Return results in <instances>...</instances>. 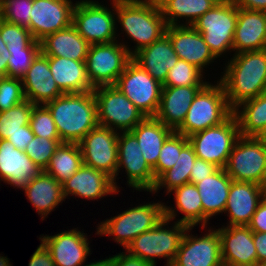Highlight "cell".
I'll return each mask as SVG.
<instances>
[{"mask_svg": "<svg viewBox=\"0 0 266 266\" xmlns=\"http://www.w3.org/2000/svg\"><path fill=\"white\" fill-rule=\"evenodd\" d=\"M76 3L71 0H33L30 14V33L40 41L45 36L72 24Z\"/></svg>", "mask_w": 266, "mask_h": 266, "instance_id": "obj_18", "label": "cell"}, {"mask_svg": "<svg viewBox=\"0 0 266 266\" xmlns=\"http://www.w3.org/2000/svg\"><path fill=\"white\" fill-rule=\"evenodd\" d=\"M167 26L192 25L220 0H157ZM182 19V20H181ZM185 20V22H184ZM183 22V23H181Z\"/></svg>", "mask_w": 266, "mask_h": 266, "instance_id": "obj_34", "label": "cell"}, {"mask_svg": "<svg viewBox=\"0 0 266 266\" xmlns=\"http://www.w3.org/2000/svg\"><path fill=\"white\" fill-rule=\"evenodd\" d=\"M0 266H13L10 262V259L7 256H2L0 254Z\"/></svg>", "mask_w": 266, "mask_h": 266, "instance_id": "obj_57", "label": "cell"}, {"mask_svg": "<svg viewBox=\"0 0 266 266\" xmlns=\"http://www.w3.org/2000/svg\"><path fill=\"white\" fill-rule=\"evenodd\" d=\"M28 266H55L49 250L41 241L40 245L31 255Z\"/></svg>", "mask_w": 266, "mask_h": 266, "instance_id": "obj_51", "label": "cell"}, {"mask_svg": "<svg viewBox=\"0 0 266 266\" xmlns=\"http://www.w3.org/2000/svg\"><path fill=\"white\" fill-rule=\"evenodd\" d=\"M8 59L0 55V78L7 77Z\"/></svg>", "mask_w": 266, "mask_h": 266, "instance_id": "obj_55", "label": "cell"}, {"mask_svg": "<svg viewBox=\"0 0 266 266\" xmlns=\"http://www.w3.org/2000/svg\"><path fill=\"white\" fill-rule=\"evenodd\" d=\"M89 48L90 44L77 32L72 24L40 40V51L45 56L85 61Z\"/></svg>", "mask_w": 266, "mask_h": 266, "instance_id": "obj_30", "label": "cell"}, {"mask_svg": "<svg viewBox=\"0 0 266 266\" xmlns=\"http://www.w3.org/2000/svg\"><path fill=\"white\" fill-rule=\"evenodd\" d=\"M233 110L230 108L222 83L208 82L195 95L183 123L175 132L186 136L223 123Z\"/></svg>", "mask_w": 266, "mask_h": 266, "instance_id": "obj_5", "label": "cell"}, {"mask_svg": "<svg viewBox=\"0 0 266 266\" xmlns=\"http://www.w3.org/2000/svg\"><path fill=\"white\" fill-rule=\"evenodd\" d=\"M48 63L53 78L63 93L93 91L94 88L87 76L85 61L48 56Z\"/></svg>", "mask_w": 266, "mask_h": 266, "instance_id": "obj_32", "label": "cell"}, {"mask_svg": "<svg viewBox=\"0 0 266 266\" xmlns=\"http://www.w3.org/2000/svg\"><path fill=\"white\" fill-rule=\"evenodd\" d=\"M83 158L78 143L62 142L44 170L60 184L67 181L81 166Z\"/></svg>", "mask_w": 266, "mask_h": 266, "instance_id": "obj_37", "label": "cell"}, {"mask_svg": "<svg viewBox=\"0 0 266 266\" xmlns=\"http://www.w3.org/2000/svg\"><path fill=\"white\" fill-rule=\"evenodd\" d=\"M35 105L26 99L7 111L0 112V139L6 140L9 135L22 130V126L29 125Z\"/></svg>", "mask_w": 266, "mask_h": 266, "instance_id": "obj_38", "label": "cell"}, {"mask_svg": "<svg viewBox=\"0 0 266 266\" xmlns=\"http://www.w3.org/2000/svg\"><path fill=\"white\" fill-rule=\"evenodd\" d=\"M178 59L166 33L150 46L141 49L132 56L135 63L161 84L165 82L168 71Z\"/></svg>", "mask_w": 266, "mask_h": 266, "instance_id": "obj_27", "label": "cell"}, {"mask_svg": "<svg viewBox=\"0 0 266 266\" xmlns=\"http://www.w3.org/2000/svg\"><path fill=\"white\" fill-rule=\"evenodd\" d=\"M197 156L193 147L188 143L180 153L174 166L167 171L163 172L155 182L154 187L149 194L158 193L161 189L165 188L166 195L177 187L189 183L191 169L194 167ZM159 190V191H158Z\"/></svg>", "mask_w": 266, "mask_h": 266, "instance_id": "obj_36", "label": "cell"}, {"mask_svg": "<svg viewBox=\"0 0 266 266\" xmlns=\"http://www.w3.org/2000/svg\"><path fill=\"white\" fill-rule=\"evenodd\" d=\"M9 52L7 77L22 79L33 60L41 52L40 41L34 40L23 50H9Z\"/></svg>", "mask_w": 266, "mask_h": 266, "instance_id": "obj_41", "label": "cell"}, {"mask_svg": "<svg viewBox=\"0 0 266 266\" xmlns=\"http://www.w3.org/2000/svg\"><path fill=\"white\" fill-rule=\"evenodd\" d=\"M98 124L118 132L131 131L146 116L114 85L93 89Z\"/></svg>", "mask_w": 266, "mask_h": 266, "instance_id": "obj_11", "label": "cell"}, {"mask_svg": "<svg viewBox=\"0 0 266 266\" xmlns=\"http://www.w3.org/2000/svg\"><path fill=\"white\" fill-rule=\"evenodd\" d=\"M115 14L116 23H120L123 31L121 34L125 33L135 44L130 47L129 42L121 40L131 56L165 34L167 25L157 0L115 1Z\"/></svg>", "mask_w": 266, "mask_h": 266, "instance_id": "obj_2", "label": "cell"}, {"mask_svg": "<svg viewBox=\"0 0 266 266\" xmlns=\"http://www.w3.org/2000/svg\"><path fill=\"white\" fill-rule=\"evenodd\" d=\"M237 23V5L234 0H220L191 25L201 33L211 52L220 60L233 51V38Z\"/></svg>", "mask_w": 266, "mask_h": 266, "instance_id": "obj_7", "label": "cell"}, {"mask_svg": "<svg viewBox=\"0 0 266 266\" xmlns=\"http://www.w3.org/2000/svg\"><path fill=\"white\" fill-rule=\"evenodd\" d=\"M247 226L253 232H266V196L258 204L257 209Z\"/></svg>", "mask_w": 266, "mask_h": 266, "instance_id": "obj_48", "label": "cell"}, {"mask_svg": "<svg viewBox=\"0 0 266 266\" xmlns=\"http://www.w3.org/2000/svg\"><path fill=\"white\" fill-rule=\"evenodd\" d=\"M223 266H255L257 253L248 226L218 227Z\"/></svg>", "mask_w": 266, "mask_h": 266, "instance_id": "obj_19", "label": "cell"}, {"mask_svg": "<svg viewBox=\"0 0 266 266\" xmlns=\"http://www.w3.org/2000/svg\"><path fill=\"white\" fill-rule=\"evenodd\" d=\"M163 218L154 228L137 236L125 249L134 256L156 266V258L166 259L165 266H170L178 252L187 225ZM170 227V228H169Z\"/></svg>", "mask_w": 266, "mask_h": 266, "instance_id": "obj_6", "label": "cell"}, {"mask_svg": "<svg viewBox=\"0 0 266 266\" xmlns=\"http://www.w3.org/2000/svg\"><path fill=\"white\" fill-rule=\"evenodd\" d=\"M33 0H6L0 5V18L30 31V14Z\"/></svg>", "mask_w": 266, "mask_h": 266, "instance_id": "obj_42", "label": "cell"}, {"mask_svg": "<svg viewBox=\"0 0 266 266\" xmlns=\"http://www.w3.org/2000/svg\"><path fill=\"white\" fill-rule=\"evenodd\" d=\"M131 60V54L119 40L91 44L85 60L91 86L97 88L114 85Z\"/></svg>", "mask_w": 266, "mask_h": 266, "instance_id": "obj_12", "label": "cell"}, {"mask_svg": "<svg viewBox=\"0 0 266 266\" xmlns=\"http://www.w3.org/2000/svg\"><path fill=\"white\" fill-rule=\"evenodd\" d=\"M234 2L239 8L266 11V0H234Z\"/></svg>", "mask_w": 266, "mask_h": 266, "instance_id": "obj_53", "label": "cell"}, {"mask_svg": "<svg viewBox=\"0 0 266 266\" xmlns=\"http://www.w3.org/2000/svg\"><path fill=\"white\" fill-rule=\"evenodd\" d=\"M112 266H153L150 262L127 252L116 253L112 256Z\"/></svg>", "mask_w": 266, "mask_h": 266, "instance_id": "obj_50", "label": "cell"}, {"mask_svg": "<svg viewBox=\"0 0 266 266\" xmlns=\"http://www.w3.org/2000/svg\"><path fill=\"white\" fill-rule=\"evenodd\" d=\"M232 181L224 168H218L195 184L203 205V227L210 224L211 218L224 213Z\"/></svg>", "mask_w": 266, "mask_h": 266, "instance_id": "obj_28", "label": "cell"}, {"mask_svg": "<svg viewBox=\"0 0 266 266\" xmlns=\"http://www.w3.org/2000/svg\"><path fill=\"white\" fill-rule=\"evenodd\" d=\"M39 240L49 250L55 266H83L91 253L87 233L78 228L55 235H40Z\"/></svg>", "mask_w": 266, "mask_h": 266, "instance_id": "obj_17", "label": "cell"}, {"mask_svg": "<svg viewBox=\"0 0 266 266\" xmlns=\"http://www.w3.org/2000/svg\"><path fill=\"white\" fill-rule=\"evenodd\" d=\"M255 266H266V261L256 264Z\"/></svg>", "mask_w": 266, "mask_h": 266, "instance_id": "obj_60", "label": "cell"}, {"mask_svg": "<svg viewBox=\"0 0 266 266\" xmlns=\"http://www.w3.org/2000/svg\"><path fill=\"white\" fill-rule=\"evenodd\" d=\"M219 167L211 162L197 158L191 169L189 183L196 184L202 179L212 175Z\"/></svg>", "mask_w": 266, "mask_h": 266, "instance_id": "obj_47", "label": "cell"}, {"mask_svg": "<svg viewBox=\"0 0 266 266\" xmlns=\"http://www.w3.org/2000/svg\"><path fill=\"white\" fill-rule=\"evenodd\" d=\"M75 2L72 25L90 45L120 40L114 1L110 0V5L112 6L110 9L109 5L105 6L95 0Z\"/></svg>", "mask_w": 266, "mask_h": 266, "instance_id": "obj_8", "label": "cell"}, {"mask_svg": "<svg viewBox=\"0 0 266 266\" xmlns=\"http://www.w3.org/2000/svg\"><path fill=\"white\" fill-rule=\"evenodd\" d=\"M34 133L31 130L30 124L22 126V130L9 135L6 139L9 143H12L15 148L25 151L27 145L34 138Z\"/></svg>", "mask_w": 266, "mask_h": 266, "instance_id": "obj_49", "label": "cell"}, {"mask_svg": "<svg viewBox=\"0 0 266 266\" xmlns=\"http://www.w3.org/2000/svg\"><path fill=\"white\" fill-rule=\"evenodd\" d=\"M63 195L85 198V200L95 201L104 199L106 196L119 194L115 188L113 179L102 171L85 166L84 164L62 184Z\"/></svg>", "mask_w": 266, "mask_h": 266, "instance_id": "obj_21", "label": "cell"}, {"mask_svg": "<svg viewBox=\"0 0 266 266\" xmlns=\"http://www.w3.org/2000/svg\"><path fill=\"white\" fill-rule=\"evenodd\" d=\"M233 113L239 124L240 136L257 137L266 126V91L242 102Z\"/></svg>", "mask_w": 266, "mask_h": 266, "instance_id": "obj_35", "label": "cell"}, {"mask_svg": "<svg viewBox=\"0 0 266 266\" xmlns=\"http://www.w3.org/2000/svg\"><path fill=\"white\" fill-rule=\"evenodd\" d=\"M26 100L22 80L15 77L0 78V112Z\"/></svg>", "mask_w": 266, "mask_h": 266, "instance_id": "obj_46", "label": "cell"}, {"mask_svg": "<svg viewBox=\"0 0 266 266\" xmlns=\"http://www.w3.org/2000/svg\"><path fill=\"white\" fill-rule=\"evenodd\" d=\"M205 78L200 69L185 60L178 59L176 64L168 71L167 78L162 86H205L209 82Z\"/></svg>", "mask_w": 266, "mask_h": 266, "instance_id": "obj_39", "label": "cell"}, {"mask_svg": "<svg viewBox=\"0 0 266 266\" xmlns=\"http://www.w3.org/2000/svg\"><path fill=\"white\" fill-rule=\"evenodd\" d=\"M253 241L257 253V264L266 261V232H253Z\"/></svg>", "mask_w": 266, "mask_h": 266, "instance_id": "obj_52", "label": "cell"}, {"mask_svg": "<svg viewBox=\"0 0 266 266\" xmlns=\"http://www.w3.org/2000/svg\"><path fill=\"white\" fill-rule=\"evenodd\" d=\"M23 191L42 221L66 200L62 184L44 170L27 183Z\"/></svg>", "mask_w": 266, "mask_h": 266, "instance_id": "obj_29", "label": "cell"}, {"mask_svg": "<svg viewBox=\"0 0 266 266\" xmlns=\"http://www.w3.org/2000/svg\"><path fill=\"white\" fill-rule=\"evenodd\" d=\"M83 266H112V256H109V258L106 257V259L99 261L90 262L89 264L86 263Z\"/></svg>", "mask_w": 266, "mask_h": 266, "instance_id": "obj_54", "label": "cell"}, {"mask_svg": "<svg viewBox=\"0 0 266 266\" xmlns=\"http://www.w3.org/2000/svg\"><path fill=\"white\" fill-rule=\"evenodd\" d=\"M265 49V11L248 10L237 7V23L233 38L234 54Z\"/></svg>", "mask_w": 266, "mask_h": 266, "instance_id": "obj_24", "label": "cell"}, {"mask_svg": "<svg viewBox=\"0 0 266 266\" xmlns=\"http://www.w3.org/2000/svg\"><path fill=\"white\" fill-rule=\"evenodd\" d=\"M0 55L2 57H5L6 59L10 57V52L7 48V44L4 43L1 36H0Z\"/></svg>", "mask_w": 266, "mask_h": 266, "instance_id": "obj_56", "label": "cell"}, {"mask_svg": "<svg viewBox=\"0 0 266 266\" xmlns=\"http://www.w3.org/2000/svg\"><path fill=\"white\" fill-rule=\"evenodd\" d=\"M194 228L186 229L170 266H223L218 230L208 227V232L198 237L190 233Z\"/></svg>", "mask_w": 266, "mask_h": 266, "instance_id": "obj_16", "label": "cell"}, {"mask_svg": "<svg viewBox=\"0 0 266 266\" xmlns=\"http://www.w3.org/2000/svg\"><path fill=\"white\" fill-rule=\"evenodd\" d=\"M44 105L52 115L61 142L79 143L99 125L93 91L63 93Z\"/></svg>", "mask_w": 266, "mask_h": 266, "instance_id": "obj_3", "label": "cell"}, {"mask_svg": "<svg viewBox=\"0 0 266 266\" xmlns=\"http://www.w3.org/2000/svg\"><path fill=\"white\" fill-rule=\"evenodd\" d=\"M165 33L169 36L178 58L190 63L203 73L217 59L204 42L201 33L191 25L167 26Z\"/></svg>", "mask_w": 266, "mask_h": 266, "instance_id": "obj_20", "label": "cell"}, {"mask_svg": "<svg viewBox=\"0 0 266 266\" xmlns=\"http://www.w3.org/2000/svg\"><path fill=\"white\" fill-rule=\"evenodd\" d=\"M0 36L8 50H23L35 39L30 31L17 24H12L0 18Z\"/></svg>", "mask_w": 266, "mask_h": 266, "instance_id": "obj_45", "label": "cell"}, {"mask_svg": "<svg viewBox=\"0 0 266 266\" xmlns=\"http://www.w3.org/2000/svg\"><path fill=\"white\" fill-rule=\"evenodd\" d=\"M146 117L157 114L162 84L131 60L114 84Z\"/></svg>", "mask_w": 266, "mask_h": 266, "instance_id": "obj_13", "label": "cell"}, {"mask_svg": "<svg viewBox=\"0 0 266 266\" xmlns=\"http://www.w3.org/2000/svg\"><path fill=\"white\" fill-rule=\"evenodd\" d=\"M224 65L218 80L232 110L266 91V49L232 54Z\"/></svg>", "mask_w": 266, "mask_h": 266, "instance_id": "obj_1", "label": "cell"}, {"mask_svg": "<svg viewBox=\"0 0 266 266\" xmlns=\"http://www.w3.org/2000/svg\"><path fill=\"white\" fill-rule=\"evenodd\" d=\"M61 140L34 136L25 149L28 157L43 171L48 166Z\"/></svg>", "mask_w": 266, "mask_h": 266, "instance_id": "obj_44", "label": "cell"}, {"mask_svg": "<svg viewBox=\"0 0 266 266\" xmlns=\"http://www.w3.org/2000/svg\"><path fill=\"white\" fill-rule=\"evenodd\" d=\"M264 190H265V196H266V183H265V185H264Z\"/></svg>", "mask_w": 266, "mask_h": 266, "instance_id": "obj_62", "label": "cell"}, {"mask_svg": "<svg viewBox=\"0 0 266 266\" xmlns=\"http://www.w3.org/2000/svg\"><path fill=\"white\" fill-rule=\"evenodd\" d=\"M172 193L174 194L173 199L176 206L170 207V205H164L165 218L173 222L178 214H183L184 216L177 219L176 222L183 223L188 227H196L201 224V230H206L208 226L203 227V205L196 185L187 183L175 188L169 194Z\"/></svg>", "mask_w": 266, "mask_h": 266, "instance_id": "obj_31", "label": "cell"}, {"mask_svg": "<svg viewBox=\"0 0 266 266\" xmlns=\"http://www.w3.org/2000/svg\"><path fill=\"white\" fill-rule=\"evenodd\" d=\"M189 143L188 138L173 132L164 142L156 166L153 168L155 180L172 168L178 159V153Z\"/></svg>", "mask_w": 266, "mask_h": 266, "instance_id": "obj_40", "label": "cell"}, {"mask_svg": "<svg viewBox=\"0 0 266 266\" xmlns=\"http://www.w3.org/2000/svg\"><path fill=\"white\" fill-rule=\"evenodd\" d=\"M29 124L35 136L60 140L56 124L49 109L44 104L34 106Z\"/></svg>", "mask_w": 266, "mask_h": 266, "instance_id": "obj_43", "label": "cell"}, {"mask_svg": "<svg viewBox=\"0 0 266 266\" xmlns=\"http://www.w3.org/2000/svg\"><path fill=\"white\" fill-rule=\"evenodd\" d=\"M118 135V131L100 125L89 131L78 143L83 164L114 179L118 165Z\"/></svg>", "mask_w": 266, "mask_h": 266, "instance_id": "obj_15", "label": "cell"}, {"mask_svg": "<svg viewBox=\"0 0 266 266\" xmlns=\"http://www.w3.org/2000/svg\"><path fill=\"white\" fill-rule=\"evenodd\" d=\"M41 171L24 151L0 139V183L21 190Z\"/></svg>", "mask_w": 266, "mask_h": 266, "instance_id": "obj_23", "label": "cell"}, {"mask_svg": "<svg viewBox=\"0 0 266 266\" xmlns=\"http://www.w3.org/2000/svg\"><path fill=\"white\" fill-rule=\"evenodd\" d=\"M264 197V186L233 180L224 211L229 217L226 226H247Z\"/></svg>", "mask_w": 266, "mask_h": 266, "instance_id": "obj_22", "label": "cell"}, {"mask_svg": "<svg viewBox=\"0 0 266 266\" xmlns=\"http://www.w3.org/2000/svg\"><path fill=\"white\" fill-rule=\"evenodd\" d=\"M204 86H163L160 105L154 116L174 131L183 123L195 95Z\"/></svg>", "mask_w": 266, "mask_h": 266, "instance_id": "obj_26", "label": "cell"}, {"mask_svg": "<svg viewBox=\"0 0 266 266\" xmlns=\"http://www.w3.org/2000/svg\"><path fill=\"white\" fill-rule=\"evenodd\" d=\"M21 80L25 98L33 104L42 105L63 94L50 71L48 56L41 52Z\"/></svg>", "mask_w": 266, "mask_h": 266, "instance_id": "obj_25", "label": "cell"}, {"mask_svg": "<svg viewBox=\"0 0 266 266\" xmlns=\"http://www.w3.org/2000/svg\"><path fill=\"white\" fill-rule=\"evenodd\" d=\"M162 201L138 204L97 224L95 235L112 236L124 250L137 236L154 228L164 216Z\"/></svg>", "mask_w": 266, "mask_h": 266, "instance_id": "obj_4", "label": "cell"}, {"mask_svg": "<svg viewBox=\"0 0 266 266\" xmlns=\"http://www.w3.org/2000/svg\"><path fill=\"white\" fill-rule=\"evenodd\" d=\"M225 171L235 181L266 183V142L240 136L229 155Z\"/></svg>", "mask_w": 266, "mask_h": 266, "instance_id": "obj_10", "label": "cell"}, {"mask_svg": "<svg viewBox=\"0 0 266 266\" xmlns=\"http://www.w3.org/2000/svg\"><path fill=\"white\" fill-rule=\"evenodd\" d=\"M131 132L136 136L146 162L153 169L157 164L164 142L174 130L165 126L155 117H146Z\"/></svg>", "mask_w": 266, "mask_h": 266, "instance_id": "obj_33", "label": "cell"}, {"mask_svg": "<svg viewBox=\"0 0 266 266\" xmlns=\"http://www.w3.org/2000/svg\"><path fill=\"white\" fill-rule=\"evenodd\" d=\"M112 1H148V0H112Z\"/></svg>", "mask_w": 266, "mask_h": 266, "instance_id": "obj_59", "label": "cell"}, {"mask_svg": "<svg viewBox=\"0 0 266 266\" xmlns=\"http://www.w3.org/2000/svg\"><path fill=\"white\" fill-rule=\"evenodd\" d=\"M124 169L129 187L136 191L150 192L155 185L153 169L142 155L136 136L131 131H122L118 135V165L113 179L115 188L120 192L116 182L120 171Z\"/></svg>", "mask_w": 266, "mask_h": 266, "instance_id": "obj_14", "label": "cell"}, {"mask_svg": "<svg viewBox=\"0 0 266 266\" xmlns=\"http://www.w3.org/2000/svg\"><path fill=\"white\" fill-rule=\"evenodd\" d=\"M6 0H0V5L3 4Z\"/></svg>", "mask_w": 266, "mask_h": 266, "instance_id": "obj_61", "label": "cell"}, {"mask_svg": "<svg viewBox=\"0 0 266 266\" xmlns=\"http://www.w3.org/2000/svg\"><path fill=\"white\" fill-rule=\"evenodd\" d=\"M240 137L239 124L232 113L223 123L188 137L197 158L225 168L229 155Z\"/></svg>", "mask_w": 266, "mask_h": 266, "instance_id": "obj_9", "label": "cell"}, {"mask_svg": "<svg viewBox=\"0 0 266 266\" xmlns=\"http://www.w3.org/2000/svg\"><path fill=\"white\" fill-rule=\"evenodd\" d=\"M257 138H259L260 140H263L264 142H266V126L263 129V131L257 136Z\"/></svg>", "mask_w": 266, "mask_h": 266, "instance_id": "obj_58", "label": "cell"}]
</instances>
